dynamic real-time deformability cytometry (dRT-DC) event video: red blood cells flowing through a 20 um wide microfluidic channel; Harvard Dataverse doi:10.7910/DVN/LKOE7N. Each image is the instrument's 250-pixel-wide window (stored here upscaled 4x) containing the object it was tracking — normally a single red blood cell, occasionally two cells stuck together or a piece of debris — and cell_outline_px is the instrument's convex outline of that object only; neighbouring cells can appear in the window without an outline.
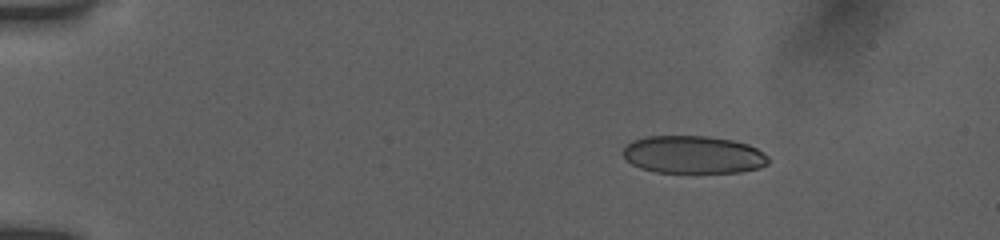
{"species": "human", "species_latin": "Homo sapiens", "temperature_condition": "room temperature", "stored_images_in_passage": 36, "camera_frame_rate_fps": 3000, "um_per_image_px": 0.085, "donor": {"sex": "female"}, "frame": {"image": 1, "passage_image": 7, "time_ms": 2.667, "image_size_px": [1000, 240], "cell_outline_px": [[768, 164], [760, 168], [740, 172], [656, 172], [640, 168], [632, 164], [620, 152], [632, 140], [644, 136], [708, 136], [732, 140], [748, 144], [756, 148], [768, 156]], "centroid_in_image_um": [58.92, 13.14], "position_along_channel_um": 26.1, "area_um2": 32.02}}
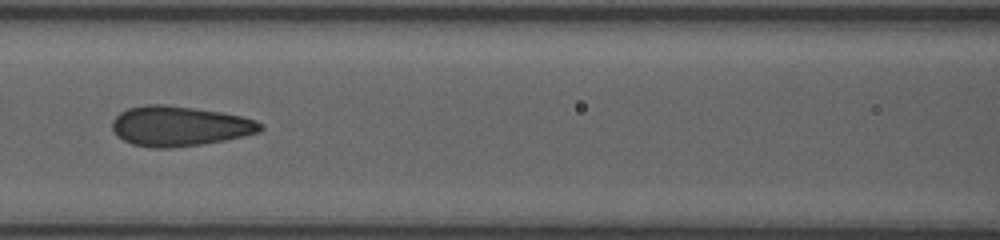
{"frame": {"image": 2, "passage_image": 19, "time_ms": 8.333, "image_size_px": [1000, 240], "cell_outline_px": [[264, 128], [260, 132], [244, 136], [204, 144], [168, 148], [152, 148], [132, 144], [116, 136], [112, 128], [112, 120], [120, 112], [128, 108], [144, 104], [164, 104], [220, 112], [240, 116], [256, 120]], "centroid_in_image_um": [15.23, 10.72], "position_along_channel_um": 151.4, "area_um2": 34.56}}
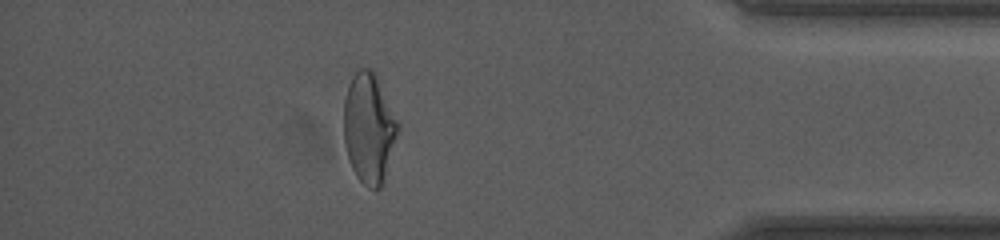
{"frame": {"image": 3, "passage_image": 32, "time_ms": 15.667, "image_size_px": [1000, 240], "cell_outline_px": [[400, 124], [384, 184], [380, 188], [372, 188], [364, 184], [356, 176], [352, 168], [344, 144], [344, 100], [348, 84], [352, 76], [360, 68], [368, 68], [376, 72]], "centroid_in_image_um": [31.38, 10.87], "position_along_channel_um": 403.8, "area_um2": 35.08}, "authors_computed_cell_mechanics": {"area_um2": 33.8708, "velocity_mm_per_s": 3.8968, "shape_relaxation_time_tau1_ms": null, "shape_relaxation_time_tau2_ms": 0.9438, "deformation_change_tau1": null, "deformation_change_tau2": 0.0752}}